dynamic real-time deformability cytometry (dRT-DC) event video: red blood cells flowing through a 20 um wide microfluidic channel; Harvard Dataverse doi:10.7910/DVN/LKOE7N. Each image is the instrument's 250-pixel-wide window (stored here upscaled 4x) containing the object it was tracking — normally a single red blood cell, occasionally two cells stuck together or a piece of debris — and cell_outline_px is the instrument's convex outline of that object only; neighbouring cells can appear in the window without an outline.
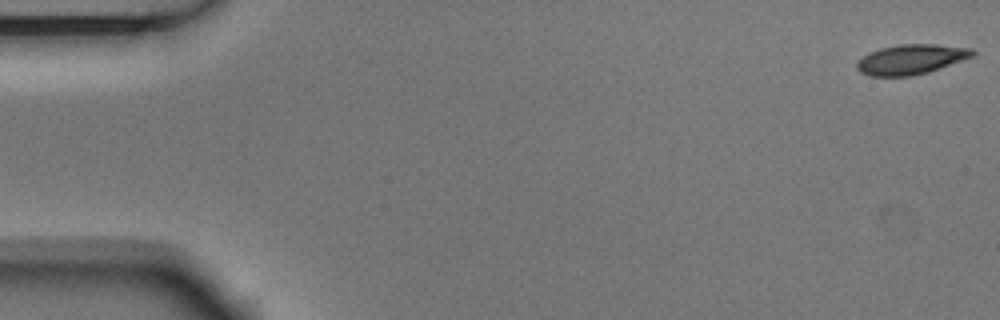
{"species": "Egyptian fruit bat (a non-hibernating species)", "species_latin": "Rousettus aegyptiacus", "temperature_condition": "room temperature", "stored_images_in_passage": 4, "camera_frame_rate_fps": 3000, "um_per_image_px": 0.085, "animal": {"sex": "male"}, "frame": {"image": 1, "passage_image": 1, "time_ms": 0.0, "image_size_px": [1000, 320], "cell_outline_px": [[976, 56], [928, 72], [912, 76], [872, 76], [860, 72], [856, 68], [856, 64], [864, 56], [880, 48], [900, 44], [936, 44], [972, 48], [976, 52]], "centroid_in_image_um": [77.5, 5.04], "position_along_channel_um": 7.5, "area_um2": 20.17}}
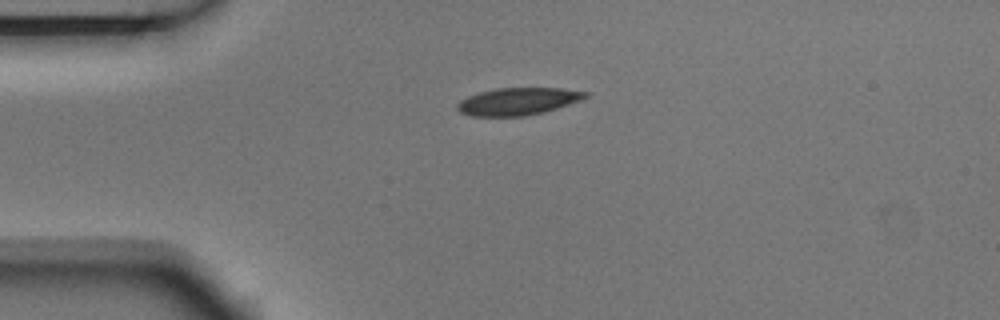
{"frame": {"image": 2, "passage_image": 4, "time_ms": 1.0, "image_size_px": [1000, 320], "cell_outline_px": [[588, 96], [580, 100], [544, 112], [524, 116], [472, 116], [460, 112], [456, 108], [456, 104], [460, 100], [468, 96], [480, 92], [496, 88], [560, 88], [588, 92]], "centroid_in_image_um": [43.99, 8.62], "position_along_channel_um": 41.0, "area_um2": 20.29}}